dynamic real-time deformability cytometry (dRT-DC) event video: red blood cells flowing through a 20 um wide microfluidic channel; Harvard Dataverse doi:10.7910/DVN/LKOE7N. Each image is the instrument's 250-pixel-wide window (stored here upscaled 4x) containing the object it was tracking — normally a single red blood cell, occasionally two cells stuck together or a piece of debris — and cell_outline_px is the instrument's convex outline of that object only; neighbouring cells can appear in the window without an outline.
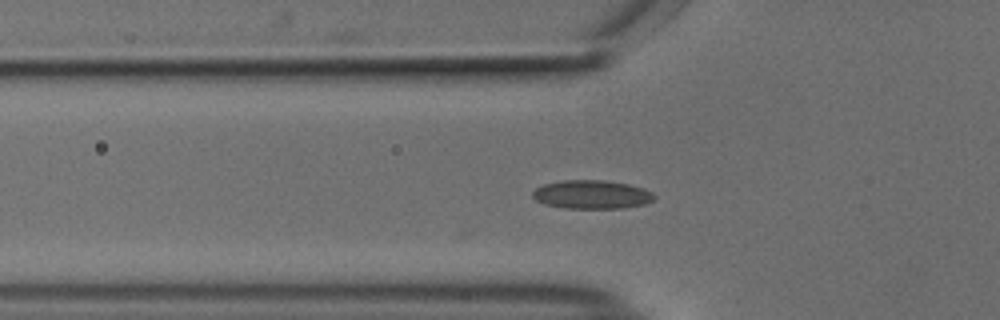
{"species": "common noctule bat (a hibernating species)", "species_latin": "Nyctalus noctula", "temperature_condition": "cold", "stored_images_in_passage": 32, "camera_frame_rate_fps": 3000, "um_per_image_px": 0.085, "animal": {"sex": "male", "body_mass_g": 18.8}, "frame": {"image": 1, "passage_image": 2, "time_ms": 0.333, "image_size_px": [1000, 320], "cell_outline_px": [[656, 196], [652, 200], [644, 204], [620, 208], [564, 208], [544, 204], [536, 200], [532, 196], [532, 192], [536, 188], [544, 184], [564, 180], [604, 180], [628, 184], [644, 188], [652, 192]], "centroid_in_image_um": [50.29, 16.53], "position_along_channel_um": 75.5, "area_um2": 20.23}}
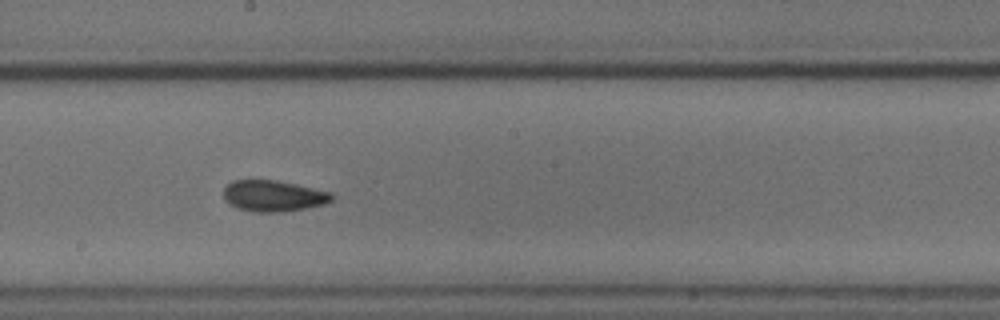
{"frame": {"image": 2, "passage_image": 14, "time_ms": 4.333, "image_size_px": [1000, 320], "cell_outline_px": [[332, 200], [324, 204], [304, 208], [280, 212], [256, 212], [236, 208], [224, 200], [224, 188], [232, 180], [272, 180], [332, 192]], "centroid_in_image_um": [23.19, 16.66], "position_along_channel_um": 225.0, "area_um2": 19.36}}
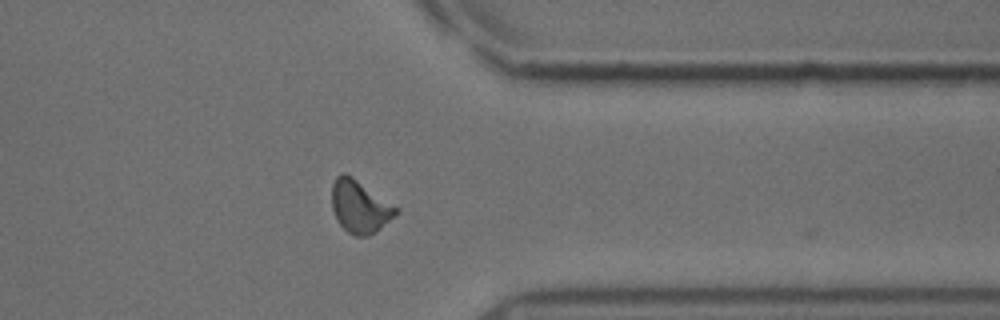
{"frame": {"image": 3, "passage_image": 27, "time_ms": 8.667, "image_size_px": [1000, 320], "cell_outline_px": [[400, 212], [376, 232], [368, 236], [356, 236], [348, 232], [340, 224], [332, 208], [332, 184], [336, 176], [340, 172], [344, 172], [352, 176], [400, 208]], "centroid_in_image_um": [30.61, 17.54], "position_along_channel_um": 380.8, "area_um2": 19.83}, "authors_computed_cell_mechanics": {"area_um2": 18.9295, "velocity_mm_per_s": 3.7169, "shape_relaxation_time_tau1_ms": null, "shape_relaxation_time_tau2_ms": 1.9397, "deformation_change_tau1": null, "deformation_change_tau2": 0.052}}